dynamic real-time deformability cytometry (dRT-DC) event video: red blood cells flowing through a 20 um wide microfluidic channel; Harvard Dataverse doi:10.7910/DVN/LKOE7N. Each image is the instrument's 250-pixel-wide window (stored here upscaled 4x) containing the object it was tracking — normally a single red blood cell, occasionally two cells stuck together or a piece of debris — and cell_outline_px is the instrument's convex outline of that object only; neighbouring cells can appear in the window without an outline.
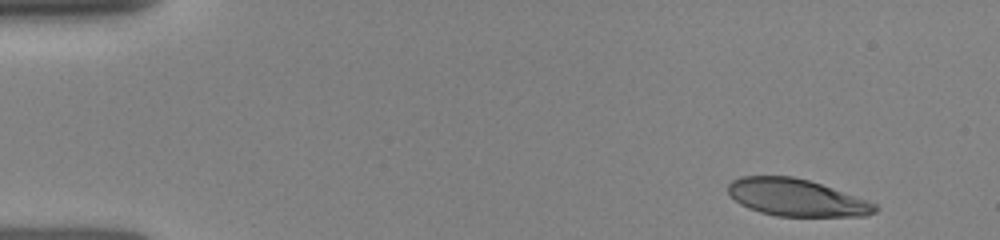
{"species": "human", "species_latin": "Homo sapiens", "temperature_condition": "room temperature", "stored_images_in_passage": 37, "camera_frame_rate_fps": 3000, "um_per_image_px": 0.085, "donor": {"sex": "female"}, "frame": {"image": 1, "passage_image": 1, "time_ms": 0.0, "image_size_px": [1000, 240], "cell_outline_px": [[880, 208], [876, 212], [864, 216], [776, 216], [760, 212], [748, 208], [740, 204], [728, 192], [728, 184], [732, 180], [740, 176], [792, 176], [808, 180], [868, 200], [876, 204]], "centroid_in_image_um": [67.7, 16.8], "position_along_channel_um": 17.3, "area_um2": 31.73}}
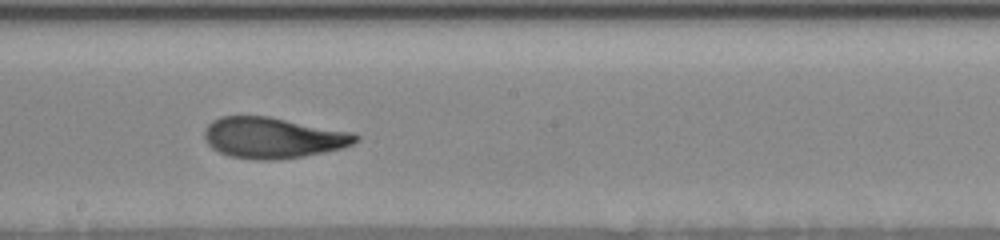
{"frame": {"image": 2, "passage_image": 21, "time_ms": 7.667, "image_size_px": [1000, 240], "cell_outline_px": [[360, 140], [352, 144], [340, 148], [324, 152], [304, 156], [280, 160], [256, 160], [228, 156], [212, 148], [208, 144], [204, 136], [204, 132], [208, 124], [212, 120], [220, 116], [268, 116], [352, 132], [360, 136]], "centroid_in_image_um": [23.19, 11.71], "position_along_channel_um": 225.0, "area_um2": 36.13}}
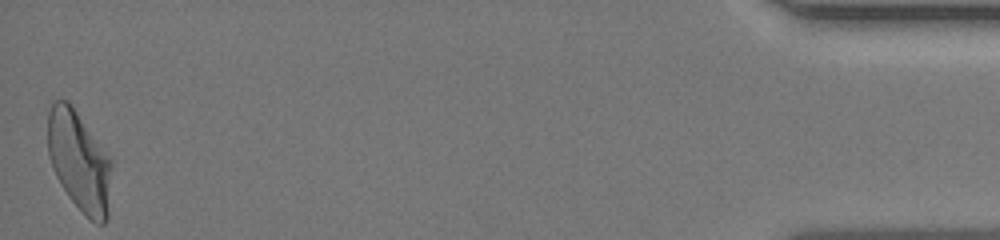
{"frame": {"image": 3, "passage_image": 37, "time_ms": 14.667, "image_size_px": [1000, 240], "cell_outline_px": [[112, 164], [108, 220], [104, 224], [96, 224], [68, 196], [60, 184], [56, 176], [48, 152], [48, 112], [52, 100], [68, 100], [72, 104], [112, 160]], "centroid_in_image_um": [6.75, 13.68], "position_along_channel_um": 428.5, "area_um2": 37.34}}